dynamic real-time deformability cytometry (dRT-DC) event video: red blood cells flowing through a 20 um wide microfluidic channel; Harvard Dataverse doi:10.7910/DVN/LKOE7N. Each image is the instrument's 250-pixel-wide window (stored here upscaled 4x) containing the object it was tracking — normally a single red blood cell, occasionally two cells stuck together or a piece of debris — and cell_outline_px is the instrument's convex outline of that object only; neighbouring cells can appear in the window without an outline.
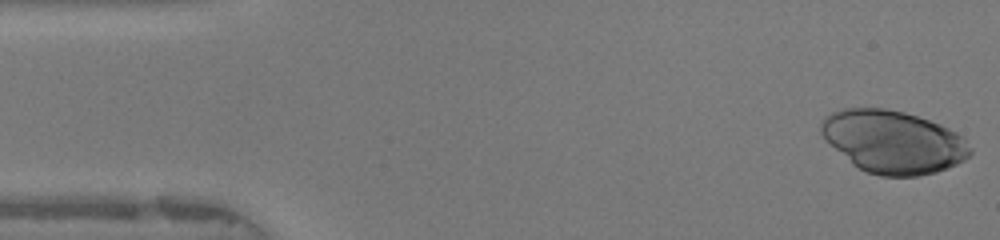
{"species": "human", "species_latin": "Homo sapiens", "temperature_condition": "warm", "stored_images_in_passage": 47, "camera_frame_rate_fps": 3000, "um_per_image_px": 0.085, "donor": {"sex": "female"}, "frame": {"image": 1, "passage_image": 1, "time_ms": 0.0, "image_size_px": [1000, 240], "cell_outline_px": [[972, 152], [964, 160], [948, 168], [936, 172], [916, 176], [880, 176], [868, 172], [852, 164], [824, 140], [820, 132], [820, 120], [824, 116], [832, 112], [844, 108], [884, 108], [904, 112], [940, 124], [964, 136], [972, 148]], "centroid_in_image_um": [75.9, 12.05], "position_along_channel_um": 9.1, "area_um2": 54.74}}
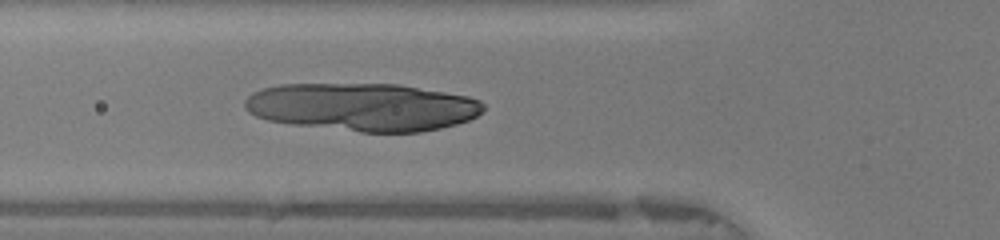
{"frame": {"image": 2, "passage_image": 16, "time_ms": 5.0, "image_size_px": [1000, 240], "cell_outline_px": [[484, 108], [476, 116], [468, 120], [456, 124], [440, 128], [420, 132], [360, 132], [292, 124], [268, 120], [256, 116], [248, 112], [244, 108], [244, 100], [252, 92], [264, 88], [280, 84], [400, 84], [468, 96], [480, 100], [484, 104]], "centroid_in_image_um": [30.81, 9.09], "position_along_channel_um": 95.0, "area_um2": 66.7}}